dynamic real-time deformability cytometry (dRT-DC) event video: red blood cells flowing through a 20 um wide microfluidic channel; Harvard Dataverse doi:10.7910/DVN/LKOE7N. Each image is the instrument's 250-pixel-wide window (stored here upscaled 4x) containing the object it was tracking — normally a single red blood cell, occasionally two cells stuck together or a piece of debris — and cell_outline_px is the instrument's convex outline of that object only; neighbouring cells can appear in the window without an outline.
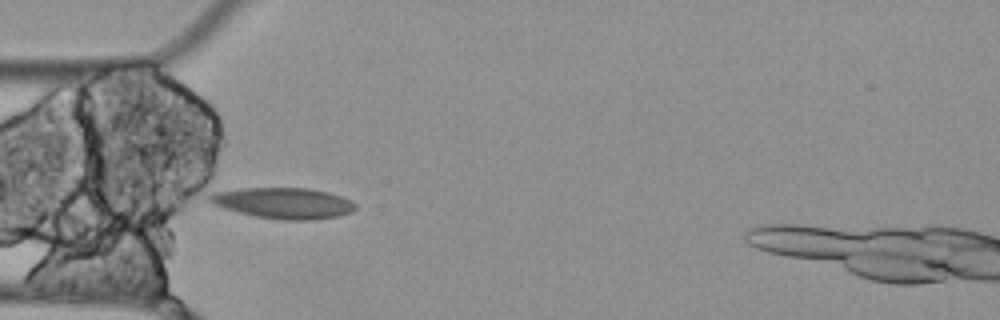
{"species": "Egyptian fruit bat (a non-hibernating species)", "species_latin": "Rousettus aegyptiacus", "temperature_condition": "cold", "stored_images_in_passage": 5, "camera_frame_rate_fps": 3000, "um_per_image_px": 0.085, "animal": {"sex": "female"}, "frame": {"image": 1, "passage_image": 5, "time_ms": 1.333, "image_size_px": [1000, 320], "cell_outline_px": [[356, 208], [352, 212], [336, 216], [312, 220], [284, 220], [256, 216], [224, 208], [212, 204], [208, 200], [208, 196], [216, 192], [244, 188], [308, 188], [328, 192], [352, 200], [356, 204]], "centroid_in_image_um": [24.13, 17.26], "position_along_channel_um": 60.9, "area_um2": 26.07}}